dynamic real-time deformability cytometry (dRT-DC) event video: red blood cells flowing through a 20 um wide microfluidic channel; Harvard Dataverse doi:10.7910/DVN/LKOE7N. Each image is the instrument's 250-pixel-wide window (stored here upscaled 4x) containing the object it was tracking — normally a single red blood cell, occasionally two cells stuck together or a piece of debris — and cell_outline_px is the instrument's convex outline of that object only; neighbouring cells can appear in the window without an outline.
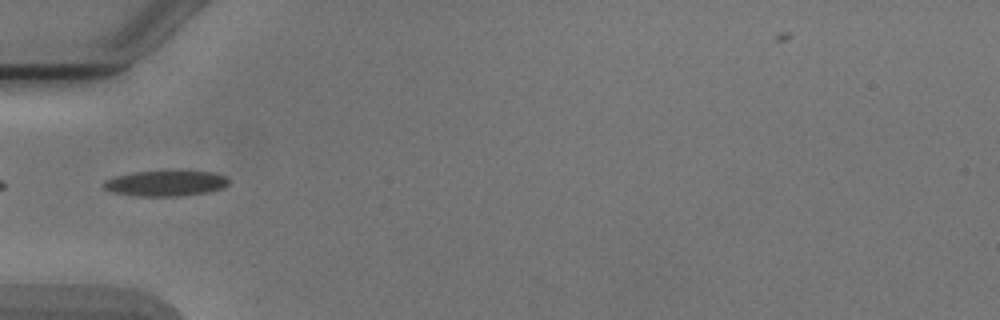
{"species": "Egyptian fruit bat (a non-hibernating species)", "species_latin": "Rousettus aegyptiacus", "temperature_condition": "cold", "stored_images_in_passage": 5, "camera_frame_rate_fps": 3000, "um_per_image_px": 0.085, "animal": {"sex": "male"}, "frame": {"image": 1, "passage_image": 5, "time_ms": 4.667, "image_size_px": [1000, 320], "cell_outline_px": [[228, 184], [224, 188], [208, 192], [180, 196], [132, 196], [112, 192], [104, 188], [100, 184], [104, 180], [116, 176], [132, 172], [212, 172], [224, 176], [228, 180]], "centroid_in_image_um": [14.02, 15.6], "position_along_channel_um": 71.0, "area_um2": 18.5}}